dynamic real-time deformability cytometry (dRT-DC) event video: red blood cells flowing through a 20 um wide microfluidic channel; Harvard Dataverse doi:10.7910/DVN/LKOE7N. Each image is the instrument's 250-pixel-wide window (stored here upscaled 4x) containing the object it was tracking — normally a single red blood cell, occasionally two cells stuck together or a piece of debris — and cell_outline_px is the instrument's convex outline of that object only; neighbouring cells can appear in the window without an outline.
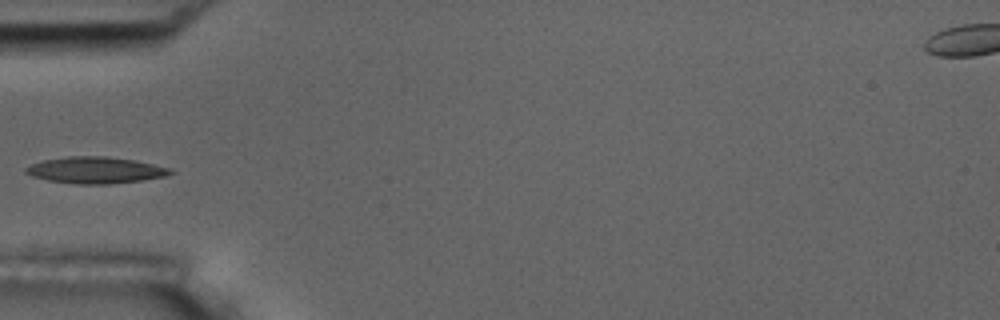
{"species": "common noctule bat (a hibernating species)", "species_latin": "Nyctalus noctula", "temperature_condition": "room temperature", "stored_images_in_passage": 6, "camera_frame_rate_fps": 3000, "um_per_image_px": 0.085, "animal": {"sex": "male", "body_mass_g": 17.5, "forearm_length_mm": 52.3}, "frame": {"image": 1, "passage_image": 5, "time_ms": 5.667, "image_size_px": [1000, 320], "cell_outline_px": [[176, 172], [164, 176], [140, 180], [108, 184], [76, 184], [48, 180], [32, 176], [24, 172], [24, 168], [32, 164], [44, 160], [68, 156], [108, 156], [136, 160], [172, 168]], "centroid_in_image_um": [8.13, 14.45], "position_along_channel_um": 76.9, "area_um2": 22.37}}